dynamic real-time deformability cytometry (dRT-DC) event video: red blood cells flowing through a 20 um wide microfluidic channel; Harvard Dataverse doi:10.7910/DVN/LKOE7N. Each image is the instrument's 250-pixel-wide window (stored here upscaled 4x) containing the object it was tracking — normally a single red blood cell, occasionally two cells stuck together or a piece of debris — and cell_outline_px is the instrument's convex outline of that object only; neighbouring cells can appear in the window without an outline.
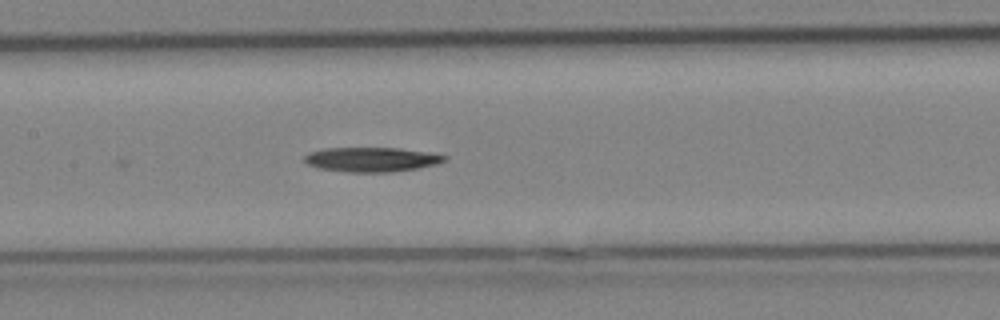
{"species": "Egyptian fruit bat (a non-hibernating species)", "species_latin": "Rousettus aegyptiacus", "temperature_condition": "cold", "stored_images_in_passage": 11, "camera_frame_rate_fps": 3000, "um_per_image_px": 0.085, "animal": {"sex": "female"}, "frame": {"image": 1, "passage_image": 7, "time_ms": 2.0, "image_size_px": [1000, 320], "cell_outline_px": [[448, 160], [436, 164], [416, 168], [388, 172], [348, 172], [320, 168], [308, 164], [304, 160], [304, 156], [308, 152], [324, 148], [400, 148], [428, 152], [448, 156]], "centroid_in_image_um": [31.59, 13.54], "position_along_channel_um": 175.8, "area_um2": 19.94}}